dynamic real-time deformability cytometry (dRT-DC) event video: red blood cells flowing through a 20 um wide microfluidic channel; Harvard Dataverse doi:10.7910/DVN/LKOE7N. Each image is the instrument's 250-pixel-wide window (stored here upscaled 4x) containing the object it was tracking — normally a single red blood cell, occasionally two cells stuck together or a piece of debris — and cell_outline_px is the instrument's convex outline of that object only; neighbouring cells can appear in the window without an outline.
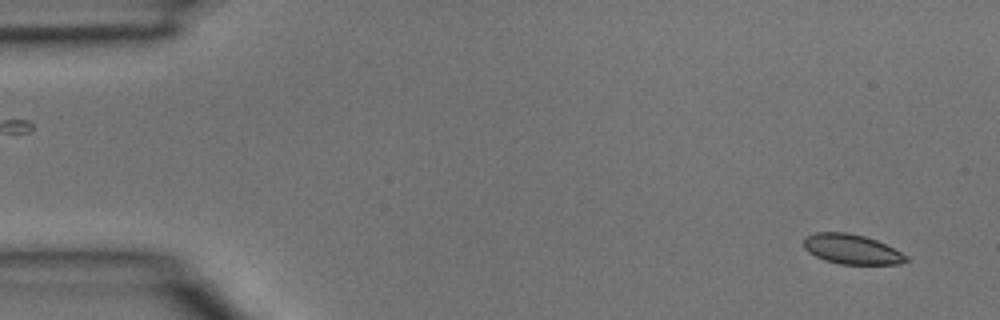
{"species": "common noctule bat (a hibernating species)", "species_latin": "Nyctalus noctula", "temperature_condition": "room temperature", "stored_images_in_passage": 2, "camera_frame_rate_fps": 3000, "um_per_image_px": 0.085, "animal": {"sex": "male", "body_mass_g": 15.6}, "frame": {"image": 1, "passage_image": 2, "time_ms": 0.333, "image_size_px": [1000, 320], "cell_outline_px": [[908, 260], [900, 264], [840, 264], [824, 260], [808, 252], [804, 248], [804, 236], [816, 232], [848, 232], [864, 236], [876, 240], [908, 256]], "centroid_in_image_um": [72.36, 21.18], "position_along_channel_um": 12.6, "area_um2": 17.74}}